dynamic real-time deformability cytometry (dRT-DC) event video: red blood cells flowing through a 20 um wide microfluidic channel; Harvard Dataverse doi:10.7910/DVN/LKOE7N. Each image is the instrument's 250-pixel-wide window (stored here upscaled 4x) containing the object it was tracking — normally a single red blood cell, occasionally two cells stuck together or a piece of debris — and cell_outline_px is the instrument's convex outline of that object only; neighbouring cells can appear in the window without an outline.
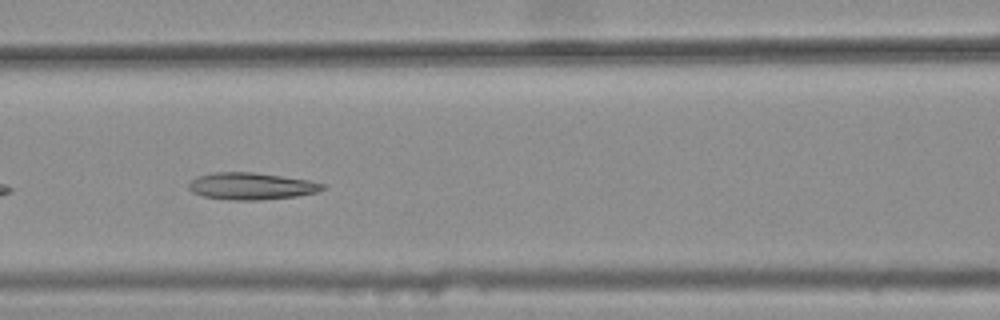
{"species": "common noctule bat (a hibernating species)", "species_latin": "Nyctalus noctula", "temperature_condition": "warm", "stored_images_in_passage": 8, "camera_frame_rate_fps": 3000, "um_per_image_px": 0.085, "animal": {"sex": "female", "body_mass_g": 25.1}, "frame": {"image": 1, "passage_image": 7, "time_ms": 2.0, "image_size_px": [1000, 320], "cell_outline_px": [[324, 188], [316, 192], [296, 196], [260, 200], [232, 200], [204, 196], [192, 192], [188, 188], [188, 184], [196, 176], [212, 172], [252, 172], [312, 180], [324, 184]], "centroid_in_image_um": [21.34, 15.81], "position_along_channel_um": 145.3, "area_um2": 21.04}}
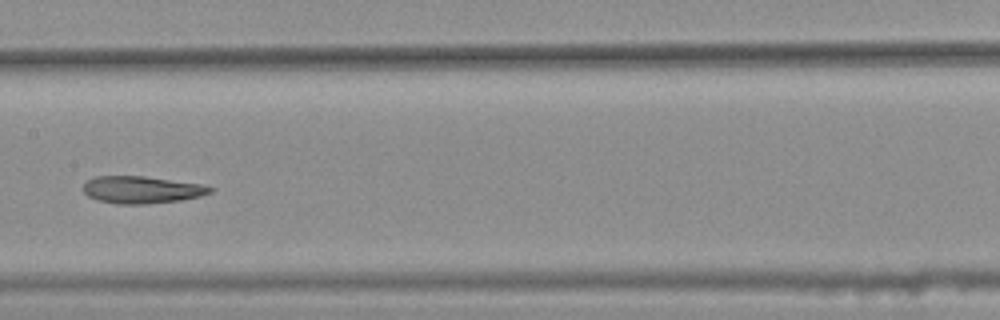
{"frame": {"image": 2, "passage_image": 8, "time_ms": 2.333, "image_size_px": [1000, 320], "cell_outline_px": [[212, 192], [200, 196], [180, 200], [144, 204], [120, 204], [96, 200], [88, 196], [84, 192], [84, 184], [88, 180], [96, 176], [144, 176], [200, 184], [212, 188]], "centroid_in_image_um": [12.01, 16.13], "position_along_channel_um": 195.4, "area_um2": 19.88}}